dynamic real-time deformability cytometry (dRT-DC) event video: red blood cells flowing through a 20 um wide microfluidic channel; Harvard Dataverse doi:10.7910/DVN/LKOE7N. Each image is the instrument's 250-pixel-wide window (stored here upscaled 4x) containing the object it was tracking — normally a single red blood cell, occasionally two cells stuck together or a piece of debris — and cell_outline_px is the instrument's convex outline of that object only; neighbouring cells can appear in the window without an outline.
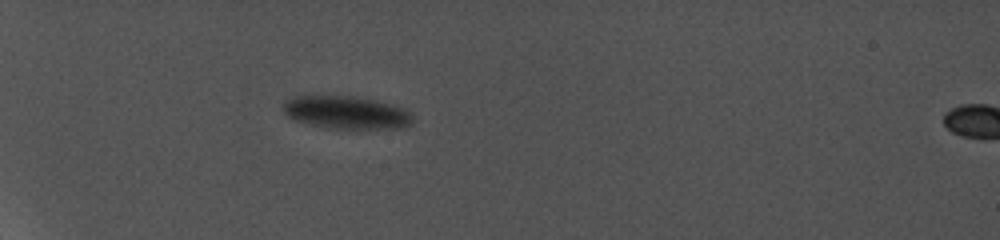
{"species": "common noctule bat (a hibernating species)", "species_latin": "Nyctalus noctula", "temperature_condition": "cold", "stored_images_in_passage": 8, "camera_frame_rate_fps": 5000, "um_per_image_px": 0.085, "animal": {"sex": "female", "body_mass_g": 19.0, "forearm_length_mm": 56.7}, "frame": {"image": 1, "passage_image": 6, "time_ms": 4.4, "image_size_px": [1000, 240], "cell_outline_px": [[412, 124], [404, 128], [328, 128], [308, 124], [292, 120], [284, 112], [284, 100], [296, 96], [356, 96], [376, 100], [392, 104], [404, 108], [412, 116]], "centroid_in_image_um": [29.43, 9.56], "position_along_channel_um": 55.6, "area_um2": 24.85}}
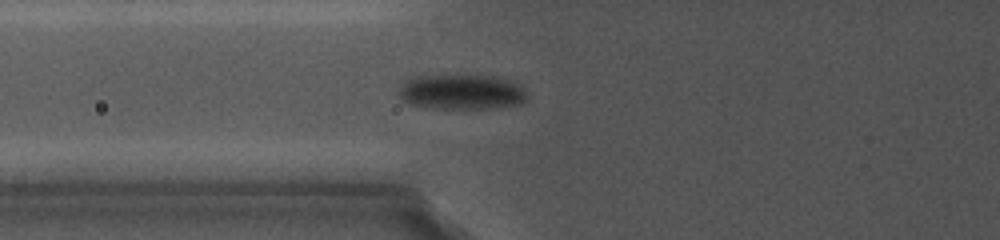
{"frame": {"image": 2, "passage_image": 8, "time_ms": 6.4, "image_size_px": [1000, 240], "cell_outline_px": [[528, 100], [520, 104], [488, 108], [432, 108], [408, 104], [400, 100], [400, 84], [412, 76], [448, 72], [456, 72], [492, 76], [508, 80], [520, 84], [524, 88], [528, 96]], "centroid_in_image_um": [39.19, 7.75], "position_along_channel_um": 86.6, "area_um2": 27.51}}